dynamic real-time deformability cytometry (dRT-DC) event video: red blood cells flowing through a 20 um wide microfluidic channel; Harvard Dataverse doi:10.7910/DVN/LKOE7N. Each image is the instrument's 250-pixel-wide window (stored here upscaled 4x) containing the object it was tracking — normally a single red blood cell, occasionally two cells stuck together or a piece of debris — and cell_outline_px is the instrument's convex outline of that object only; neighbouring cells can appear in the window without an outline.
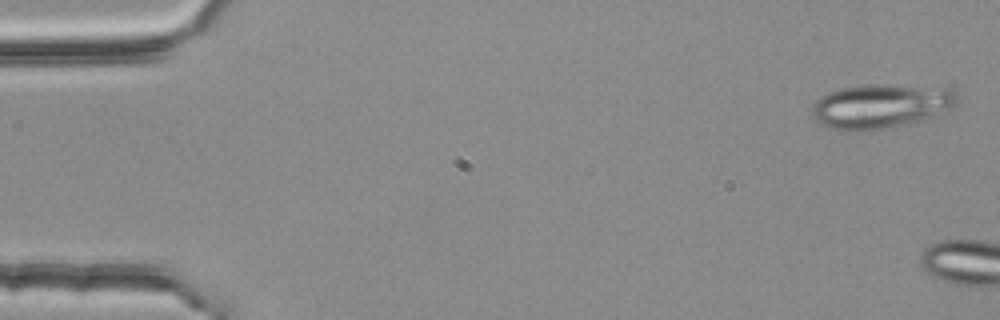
{"species": "common noctule bat (a hibernating species)", "species_latin": "Nyctalus noctula", "temperature_condition": "room temperature", "stored_images_in_passage": 2, "camera_frame_rate_fps": 3000, "um_per_image_px": 0.085, "animal": {"sex": "female", "body_mass_g": 25.1}, "frame": {"image": 1, "passage_image": 1, "time_ms": 0.0, "image_size_px": [1000, 320], "cell_outline_px": [[956, 104], [936, 116], [920, 120], [864, 132], [828, 128], [820, 124], [812, 116], [812, 104], [820, 96], [828, 92], [840, 88], [868, 84], [884, 84], [948, 88], [956, 92]], "centroid_in_image_um": [74.81, 9.01], "position_along_channel_um": 10.2, "area_um2": 37.45}}